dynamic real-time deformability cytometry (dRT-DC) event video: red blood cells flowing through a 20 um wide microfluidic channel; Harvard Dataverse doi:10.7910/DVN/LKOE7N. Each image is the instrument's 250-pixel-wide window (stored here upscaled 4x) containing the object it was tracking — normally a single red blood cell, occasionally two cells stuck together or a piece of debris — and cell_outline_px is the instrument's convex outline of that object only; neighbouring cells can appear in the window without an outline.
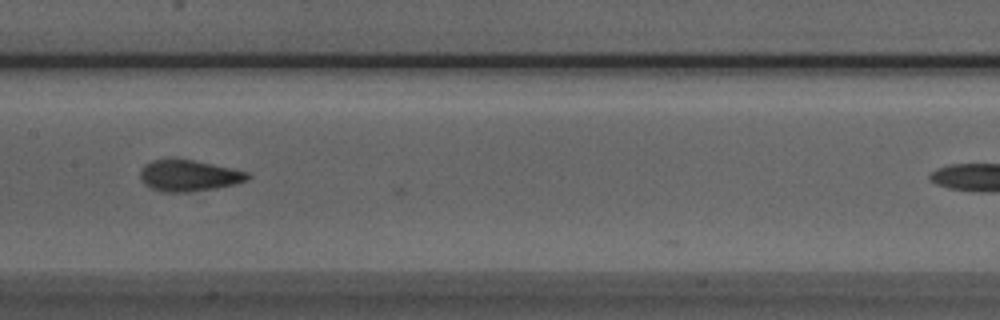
{"species": "Egyptian fruit bat (a non-hibernating species)", "species_latin": "Rousettus aegyptiacus", "temperature_condition": "room temperature", "stored_images_in_passage": 34, "camera_frame_rate_fps": 3000, "um_per_image_px": 0.085, "animal": {"sex": "male"}, "frame": {"image": 1, "passage_image": 27, "time_ms": 8.667, "image_size_px": [1000, 320], "cell_outline_px": [[252, 176], [248, 180], [236, 184], [216, 188], [188, 192], [160, 192], [144, 184], [140, 180], [140, 172], [144, 164], [152, 160], [192, 160], [212, 164], [248, 172]], "centroid_in_image_um": [16.05, 14.95], "position_along_channel_um": 191.3, "area_um2": 19.48}}
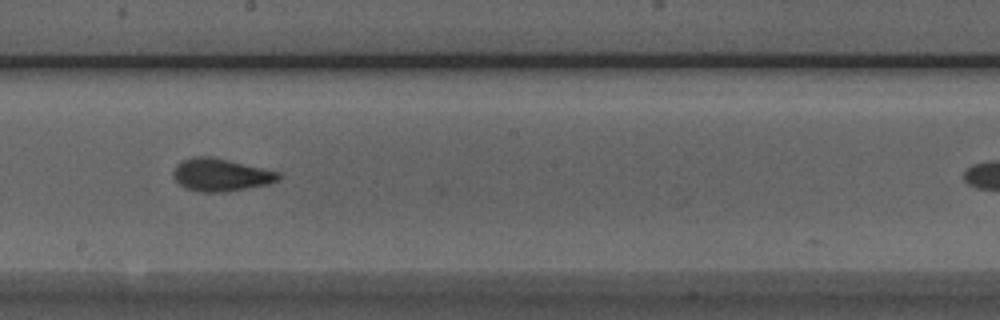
{"frame": {"image": 2, "passage_image": 30, "time_ms": 9.667, "image_size_px": [1000, 320], "cell_outline_px": [[280, 180], [268, 184], [220, 192], [200, 192], [184, 188], [172, 176], [172, 172], [176, 164], [180, 160], [192, 156], [216, 156], [280, 172]], "centroid_in_image_um": [18.73, 14.83], "position_along_channel_um": 229.5, "area_um2": 20.35}}
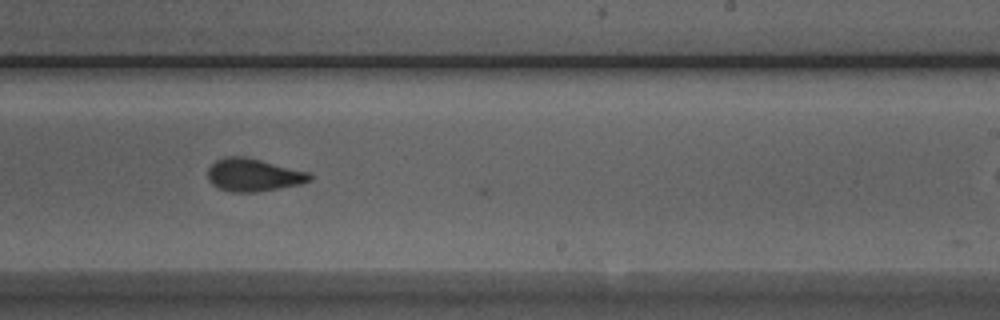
{"frame": {"image": 3, "passage_image": 33, "time_ms": 10.667, "image_size_px": [1000, 320], "cell_outline_px": [[312, 180], [300, 184], [280, 188], [256, 192], [228, 192], [212, 184], [208, 180], [208, 168], [216, 160], [228, 156], [244, 156], [308, 172], [312, 176]], "centroid_in_image_um": [21.52, 14.88], "position_along_channel_um": 267.5, "area_um2": 19.36}}